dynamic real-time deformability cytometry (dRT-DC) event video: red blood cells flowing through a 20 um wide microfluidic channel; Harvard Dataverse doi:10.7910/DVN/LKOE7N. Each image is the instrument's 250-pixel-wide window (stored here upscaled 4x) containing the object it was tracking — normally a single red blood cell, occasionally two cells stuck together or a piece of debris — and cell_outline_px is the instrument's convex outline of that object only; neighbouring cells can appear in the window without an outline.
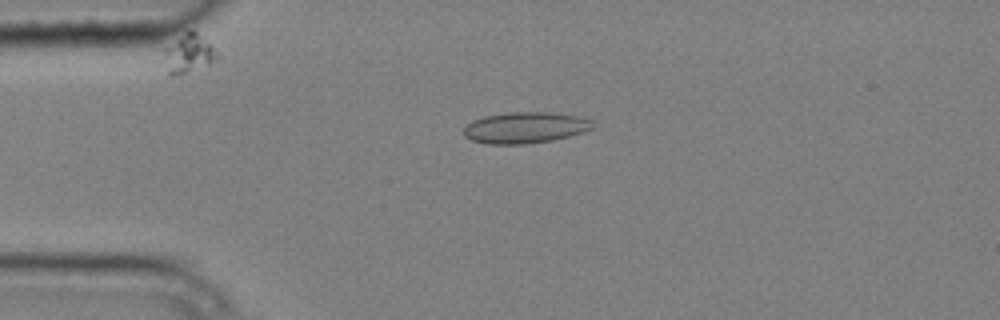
{"species": "common noctule bat (a hibernating species)", "species_latin": "Nyctalus noctula", "temperature_condition": "cold", "stored_images_in_passage": 5, "camera_frame_rate_fps": 3000, "um_per_image_px": 0.085, "animal": {"sex": "male", "body_mass_g": 20.4}, "frame": {"image": 1, "passage_image": 4, "time_ms": 1.0, "image_size_px": [1000, 320], "cell_outline_px": [[596, 128], [584, 132], [552, 140], [524, 144], [488, 144], [472, 140], [464, 136], [464, 128], [472, 120], [484, 116], [512, 112], [552, 112], [580, 116], [592, 120]], "centroid_in_image_um": [44.68, 10.84], "position_along_channel_um": 40.3, "area_um2": 23.58}}